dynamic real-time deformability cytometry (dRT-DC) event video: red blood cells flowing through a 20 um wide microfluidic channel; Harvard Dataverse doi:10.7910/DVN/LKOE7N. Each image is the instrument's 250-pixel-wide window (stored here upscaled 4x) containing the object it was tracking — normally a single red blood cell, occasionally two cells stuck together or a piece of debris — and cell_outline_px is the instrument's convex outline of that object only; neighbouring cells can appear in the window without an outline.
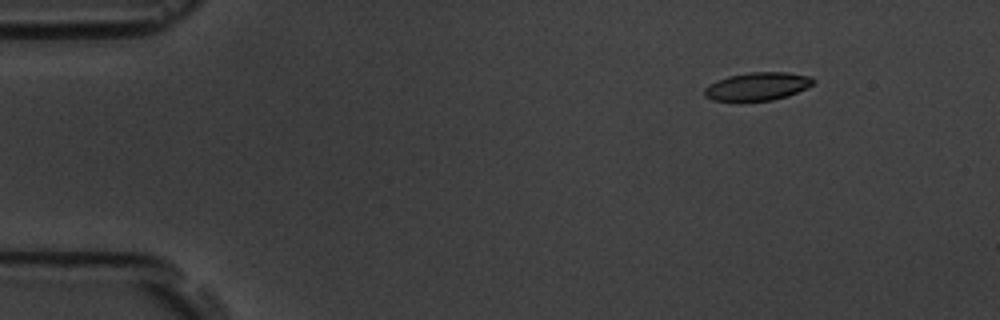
{"species": "common noctule bat (a hibernating species)", "species_latin": "Nyctalus noctula", "temperature_condition": "room temperature", "stored_images_in_passage": 4, "camera_frame_rate_fps": 3000, "um_per_image_px": 0.085, "animal": {"sex": "male", "body_mass_g": 19.5, "forearm_length_mm": 54.6}, "frame": {"image": 1, "passage_image": 1, "time_ms": 0.0, "image_size_px": [1000, 320], "cell_outline_px": [[816, 80], [812, 84], [788, 96], [772, 100], [740, 104], [712, 100], [704, 96], [704, 88], [716, 80], [728, 76], [748, 72], [788, 72], [812, 76]], "centroid_in_image_um": [64.32, 7.38], "position_along_channel_um": 20.7, "area_um2": 18.55}}